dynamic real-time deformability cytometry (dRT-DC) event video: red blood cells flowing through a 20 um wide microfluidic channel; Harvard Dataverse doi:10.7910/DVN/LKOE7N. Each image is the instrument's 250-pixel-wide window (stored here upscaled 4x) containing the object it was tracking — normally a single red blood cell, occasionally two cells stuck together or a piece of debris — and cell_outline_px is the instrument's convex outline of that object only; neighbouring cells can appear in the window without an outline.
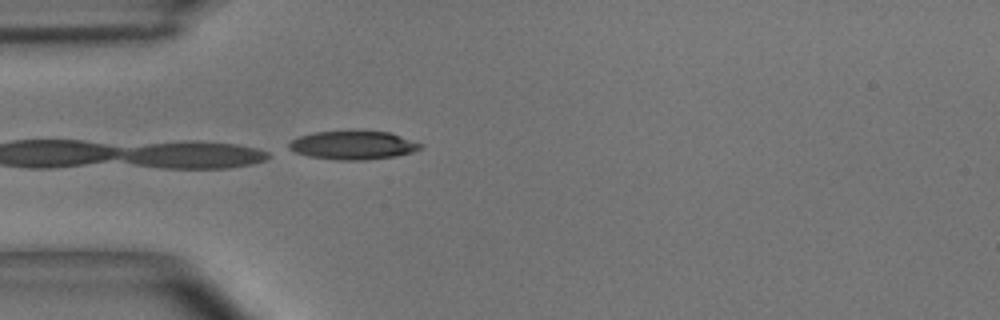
{"species": "common noctule bat (a hibernating species)", "species_latin": "Nyctalus noctula", "temperature_condition": "room temperature", "stored_images_in_passage": 8, "camera_frame_rate_fps": 3000, "um_per_image_px": 0.085, "animal": {"sex": "male", "body_mass_g": 15.6}, "frame": {"image": 1, "passage_image": 8, "time_ms": 2.333, "image_size_px": [1000, 320], "cell_outline_px": [[424, 148], [412, 152], [396, 156], [364, 160], [336, 160], [308, 156], [296, 152], [288, 148], [288, 144], [292, 140], [300, 136], [316, 132], [352, 128], [392, 132], [424, 144]], "centroid_in_image_um": [30.07, 12.3], "position_along_channel_um": 54.9, "area_um2": 22.83}}